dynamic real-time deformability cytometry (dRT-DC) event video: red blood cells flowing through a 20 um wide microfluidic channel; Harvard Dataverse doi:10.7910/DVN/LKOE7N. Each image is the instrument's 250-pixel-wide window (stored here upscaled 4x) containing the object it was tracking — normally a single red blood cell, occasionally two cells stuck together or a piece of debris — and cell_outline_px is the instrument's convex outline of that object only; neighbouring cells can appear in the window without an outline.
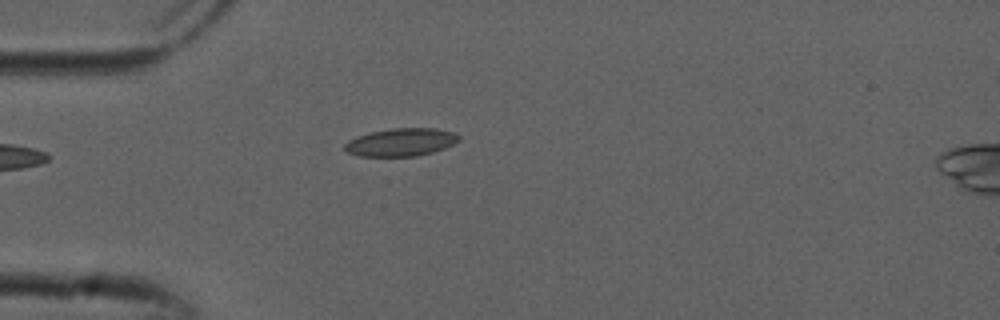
{"species": "common noctule bat (a hibernating species)", "species_latin": "Nyctalus noctula", "temperature_condition": "cold", "stored_images_in_passage": 39, "camera_frame_rate_fps": 3000, "um_per_image_px": 0.085, "animal": {"sex": "male", "forearm_length_mm": 52.5}, "frame": {"image": 1, "passage_image": 1, "time_ms": 0.0, "image_size_px": [1000, 320], "cell_outline_px": [[460, 140], [444, 148], [432, 152], [416, 156], [360, 156], [348, 152], [344, 148], [344, 144], [348, 140], [356, 136], [372, 132], [392, 128], [436, 128], [456, 132], [460, 136]], "centroid_in_image_um": [34.1, 12.08], "position_along_channel_um": 50.9, "area_um2": 18.55}}
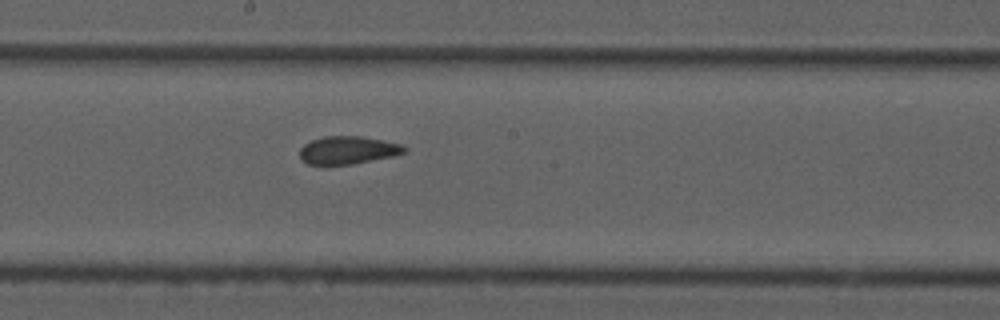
{"frame": {"image": 2, "passage_image": 15, "time_ms": 4.667, "image_size_px": [1000, 320], "cell_outline_px": [[408, 152], [392, 156], [352, 164], [308, 164], [300, 160], [300, 148], [304, 144], [312, 140], [324, 136], [360, 136], [404, 144], [408, 148]], "centroid_in_image_um": [29.6, 12.75], "position_along_channel_um": 218.6, "area_um2": 17.05}}
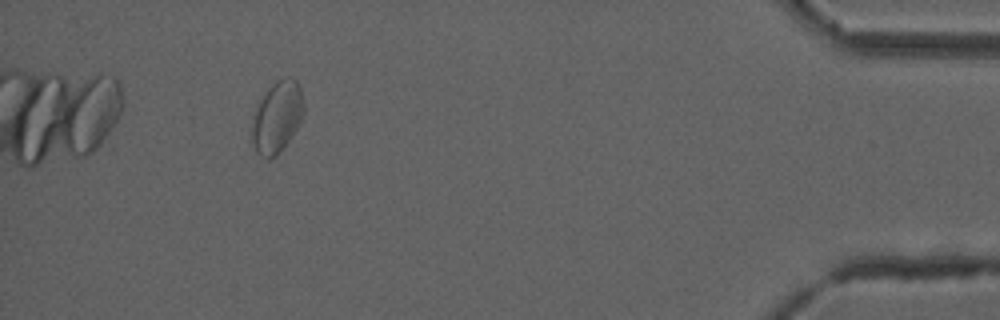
{"frame": {"image": 3, "passage_image": 35, "time_ms": 11.333, "image_size_px": [1000, 320], "cell_outline_px": [[304, 112], [296, 128], [280, 152], [276, 156], [268, 160], [264, 160], [256, 152], [252, 144], [252, 112], [268, 88], [276, 80], [288, 76], [296, 80], [300, 84], [304, 104]], "centroid_in_image_um": [23.53, 9.95], "position_along_channel_um": 411.7, "area_um2": 21.85}, "authors_computed_cell_mechanics": {"area_um2": 18.1492, "velocity_mm_per_s": 3.8352, "shape_relaxation_time_tau1_ms": null, "shape_relaxation_time_tau2_ms": 1.7203, "deformation_change_tau1": null, "deformation_change_tau2": 0.0755}}